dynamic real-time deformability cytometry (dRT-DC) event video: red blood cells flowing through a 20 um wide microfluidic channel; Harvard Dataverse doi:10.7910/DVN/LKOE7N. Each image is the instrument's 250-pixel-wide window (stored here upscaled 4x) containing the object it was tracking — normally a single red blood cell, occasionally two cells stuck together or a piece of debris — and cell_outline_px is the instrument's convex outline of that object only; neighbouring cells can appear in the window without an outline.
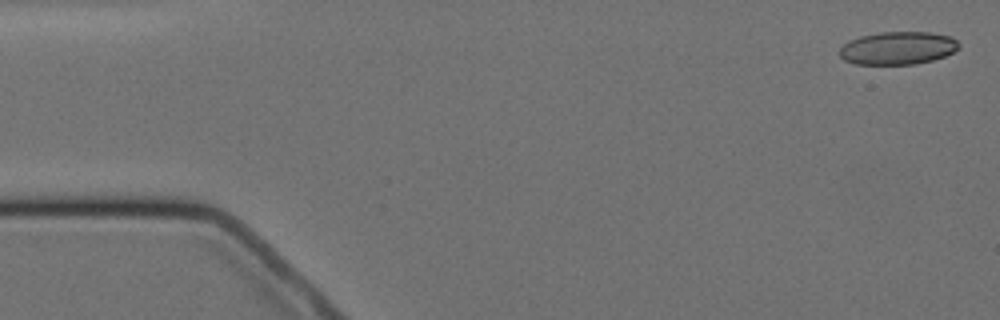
{"species": "Egyptian fruit bat (a non-hibernating species)", "species_latin": "Rousettus aegyptiacus", "temperature_condition": "cold", "stored_images_in_passage": 5, "camera_frame_rate_fps": 3000, "um_per_image_px": 0.085, "animal": {"sex": "female"}, "frame": {"image": 1, "passage_image": 1, "time_ms": 0.0, "image_size_px": [1000, 320], "cell_outline_px": [[960, 44], [952, 52], [944, 56], [932, 60], [916, 64], [856, 64], [844, 60], [840, 56], [840, 48], [848, 40], [860, 36], [880, 32], [932, 32], [952, 36]], "centroid_in_image_um": [76.3, 4.08], "position_along_channel_um": 8.7, "area_um2": 22.89}}
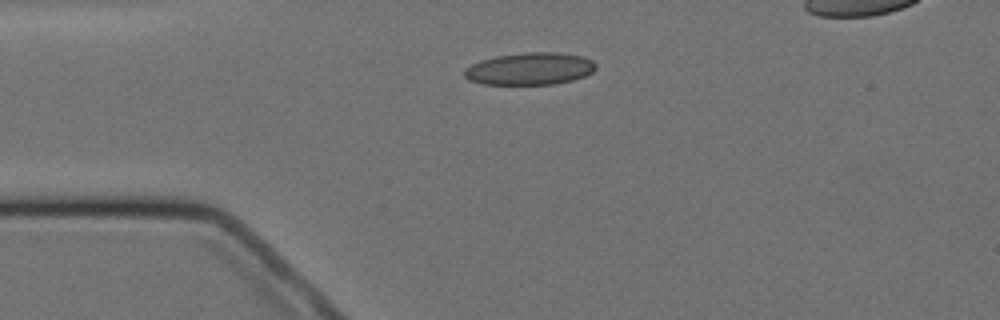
{"frame": {"image": 2, "passage_image": 4, "time_ms": 3.667, "image_size_px": [1000, 320], "cell_outline_px": [[596, 68], [592, 72], [584, 76], [572, 80], [556, 84], [480, 84], [468, 80], [464, 76], [464, 68], [480, 60], [496, 56], [524, 52], [560, 52], [584, 56], [592, 60], [596, 64]], "centroid_in_image_um": [45.03, 5.84], "position_along_channel_um": 40.0, "area_um2": 24.97}}